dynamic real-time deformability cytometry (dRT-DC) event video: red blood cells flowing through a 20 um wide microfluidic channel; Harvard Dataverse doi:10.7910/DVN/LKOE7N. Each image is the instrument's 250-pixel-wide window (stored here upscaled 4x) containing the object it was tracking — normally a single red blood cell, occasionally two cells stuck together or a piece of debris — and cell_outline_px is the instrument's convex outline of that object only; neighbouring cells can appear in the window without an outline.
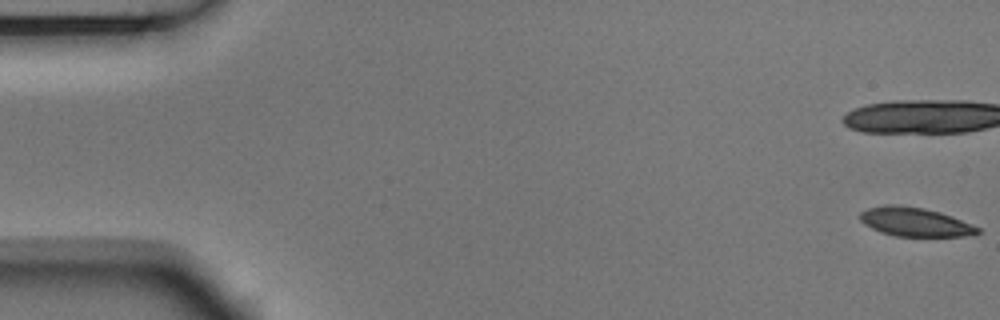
{"species": "Egyptian fruit bat (a non-hibernating species)", "species_latin": "Rousettus aegyptiacus", "temperature_condition": "room temperature", "stored_images_in_passage": 6, "camera_frame_rate_fps": 3000, "um_per_image_px": 0.085, "animal": {"sex": "male"}, "frame": {"image": 1, "passage_image": 1, "time_ms": 0.0, "image_size_px": [1000, 320], "cell_outline_px": [[980, 232], [964, 236], [896, 236], [880, 232], [864, 224], [860, 220], [860, 212], [868, 208], [924, 208], [940, 212], [952, 216], [980, 228]], "centroid_in_image_um": [77.83, 18.92], "position_along_channel_um": 7.2, "area_um2": 18.79}}
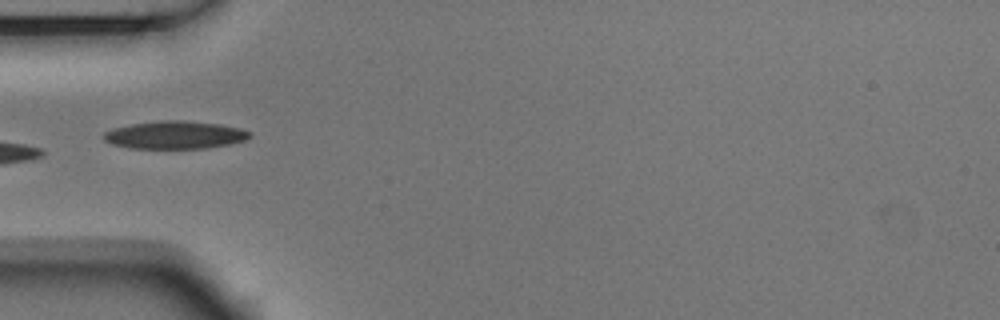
{"frame": {"image": 2, "passage_image": 6, "time_ms": 1.667, "image_size_px": [1000, 320], "cell_outline_px": [[252, 136], [244, 140], [228, 144], [208, 148], [132, 148], [112, 144], [104, 140], [104, 132], [112, 128], [132, 124], [160, 120], [180, 120], [220, 124], [240, 128], [252, 132]], "centroid_in_image_um": [14.88, 11.46], "position_along_channel_um": 70.1, "area_um2": 23.58}}